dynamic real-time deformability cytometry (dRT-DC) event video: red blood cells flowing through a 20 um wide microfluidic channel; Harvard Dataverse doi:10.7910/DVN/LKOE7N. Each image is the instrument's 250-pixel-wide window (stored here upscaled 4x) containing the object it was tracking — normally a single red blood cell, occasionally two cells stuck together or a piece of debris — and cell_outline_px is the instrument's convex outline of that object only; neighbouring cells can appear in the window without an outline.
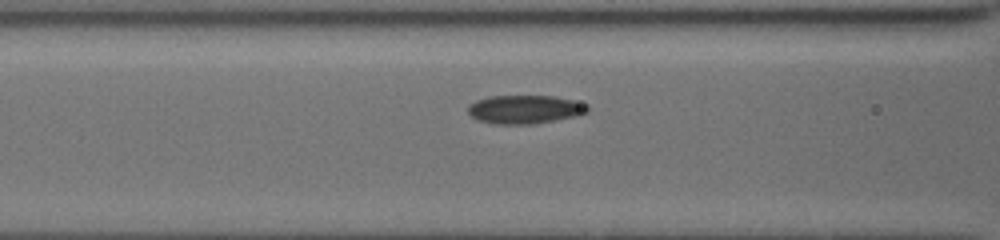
{"species": "common noctule bat (a hibernating species)", "species_latin": "Nyctalus noctula", "temperature_condition": "cold", "stored_images_in_passage": 14, "camera_frame_rate_fps": 3000, "um_per_image_px": 0.085, "animal": {"sex": "female", "body_mass_g": 19.5, "forearm_length_mm": 54.1}, "frame": {"image": 1, "passage_image": 12, "time_ms": 3.667, "image_size_px": [1000, 240], "cell_outline_px": [[588, 112], [576, 116], [532, 124], [492, 124], [476, 120], [468, 112], [468, 104], [476, 100], [488, 96], [552, 96], [572, 100], [588, 104]], "centroid_in_image_um": [44.57, 9.3], "position_along_channel_um": 122.0, "area_um2": 19.94}}